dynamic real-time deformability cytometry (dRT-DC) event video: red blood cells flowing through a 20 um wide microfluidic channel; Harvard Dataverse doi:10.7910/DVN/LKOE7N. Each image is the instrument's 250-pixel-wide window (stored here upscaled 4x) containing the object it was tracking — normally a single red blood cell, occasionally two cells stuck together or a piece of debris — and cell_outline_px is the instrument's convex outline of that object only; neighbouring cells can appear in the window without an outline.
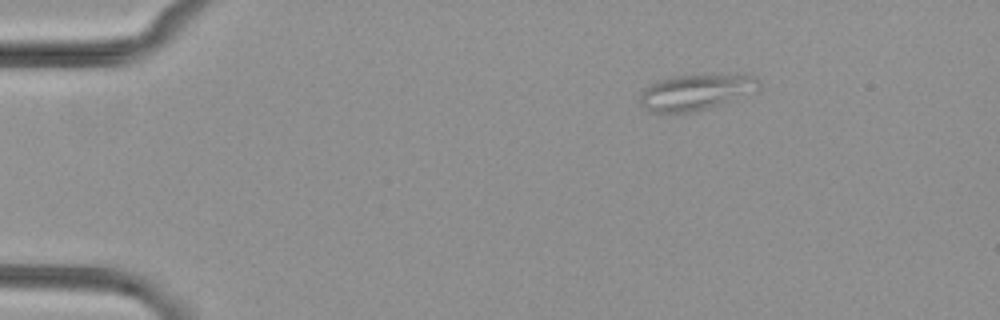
{"species": "common noctule bat (a hibernating species)", "species_latin": "Nyctalus noctula", "temperature_condition": "cold", "stored_images_in_passage": 5, "camera_frame_rate_fps": 3000, "um_per_image_px": 0.085, "animal": {"sex": "female", "body_mass_g": 29.2, "forearm_length_mm": 56.3}, "frame": {"image": 1, "passage_image": 5, "time_ms": 5.667, "image_size_px": [1000, 320], "cell_outline_px": [[760, 92], [724, 104], [708, 108], [688, 112], [652, 112], [644, 108], [640, 104], [640, 96], [644, 88], [648, 84], [656, 80], [672, 76], [744, 72], [756, 76], [760, 80]], "centroid_in_image_um": [59.29, 7.78], "position_along_channel_um": 25.7, "area_um2": 26.13}}